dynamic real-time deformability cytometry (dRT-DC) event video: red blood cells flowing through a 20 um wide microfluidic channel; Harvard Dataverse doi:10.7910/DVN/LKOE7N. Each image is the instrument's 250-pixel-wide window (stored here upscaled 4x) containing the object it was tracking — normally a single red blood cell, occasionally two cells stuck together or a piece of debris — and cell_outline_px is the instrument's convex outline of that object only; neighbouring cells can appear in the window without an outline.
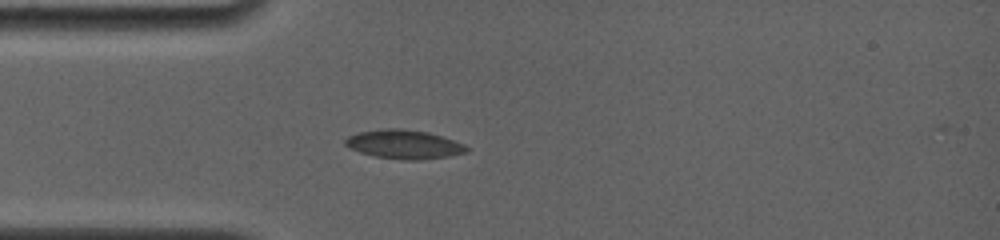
{"species": "common noctule bat (a hibernating species)", "species_latin": "Nyctalus noctula", "temperature_condition": "room temperature", "stored_images_in_passage": 1, "camera_frame_rate_fps": 4000, "um_per_image_px": 0.085, "animal": {"sex": "female", "body_mass_g": 19.0, "forearm_length_mm": 56.7}, "frame": {"image": 1, "passage_image": 1, "time_ms": 0.0, "image_size_px": [1000, 240], "cell_outline_px": [[468, 152], [448, 156], [420, 160], [400, 160], [376, 156], [360, 152], [344, 144], [344, 140], [348, 136], [360, 132], [384, 128], [404, 128], [428, 132], [464, 144], [468, 148]], "centroid_in_image_um": [34.34, 12.27], "position_along_channel_um": 50.7, "area_um2": 20.35}}